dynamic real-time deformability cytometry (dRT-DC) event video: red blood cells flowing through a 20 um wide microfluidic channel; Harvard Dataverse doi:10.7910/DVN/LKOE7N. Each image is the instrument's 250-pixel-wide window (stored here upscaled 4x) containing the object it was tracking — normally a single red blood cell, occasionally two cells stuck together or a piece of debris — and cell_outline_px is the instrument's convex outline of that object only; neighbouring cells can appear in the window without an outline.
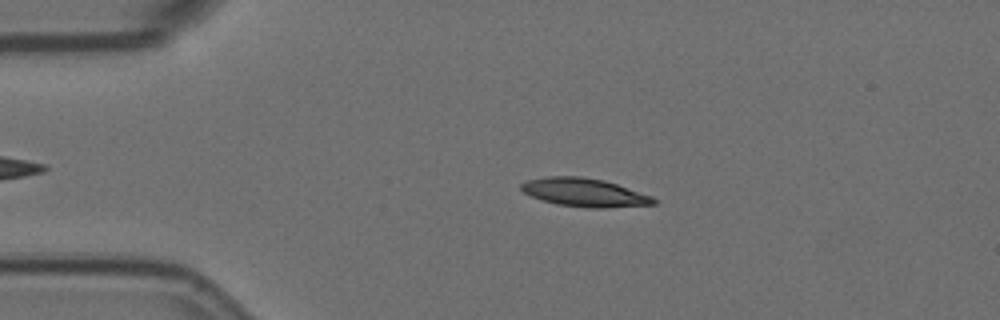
{"species": "Egyptian fruit bat (a non-hibernating species)", "species_latin": "Rousettus aegyptiacus", "temperature_condition": "room temperature", "stored_images_in_passage": 3, "camera_frame_rate_fps": 3000, "um_per_image_px": 0.085, "animal": {"sex": "female"}, "frame": {"image": 1, "passage_image": 2, "time_ms": 0.333, "image_size_px": [1000, 320], "cell_outline_px": [[660, 200], [656, 204], [604, 208], [588, 208], [556, 204], [532, 196], [524, 192], [520, 188], [520, 184], [528, 180], [544, 176], [580, 176], [604, 180], [652, 196]], "centroid_in_image_um": [49.7, 16.36], "position_along_channel_um": 35.3, "area_um2": 21.91}}